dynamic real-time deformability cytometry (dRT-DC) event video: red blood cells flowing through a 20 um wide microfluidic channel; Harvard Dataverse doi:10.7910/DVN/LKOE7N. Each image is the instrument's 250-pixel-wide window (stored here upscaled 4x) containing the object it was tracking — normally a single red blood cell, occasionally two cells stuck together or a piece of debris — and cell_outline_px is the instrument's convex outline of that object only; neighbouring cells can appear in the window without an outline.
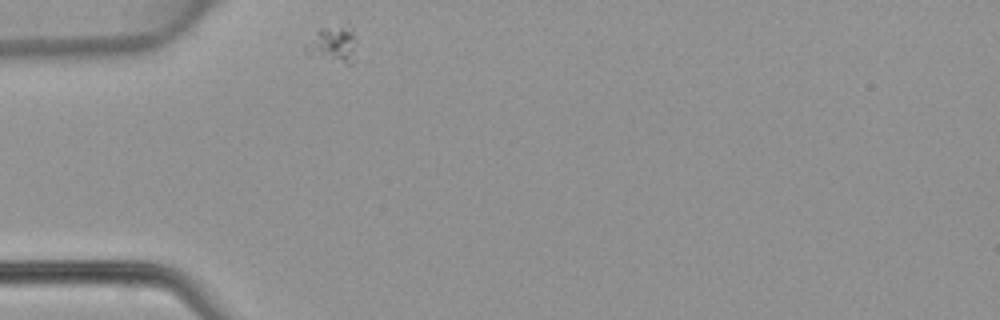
{"species": "common noctule bat (a hibernating species)", "species_latin": "Nyctalus noctula", "temperature_condition": "warm", "stored_images_in_passage": 35, "camera_frame_rate_fps": 3000, "um_per_image_px": 0.085, "animal": {"sex": "female", "body_mass_g": 22.7, "forearm_length_mm": 54.2}, "frame": {"image": 1, "passage_image": 1, "time_ms": 0.0, "image_size_px": [1000, 320], "cell_outline_px": [[356, 32], [352, 64], [344, 64], [308, 56], [304, 48], [304, 44], [320, 28], [340, 28]], "centroid_in_image_um": [28.23, 3.85], "position_along_channel_um": 56.8, "area_um2": 10.52}}
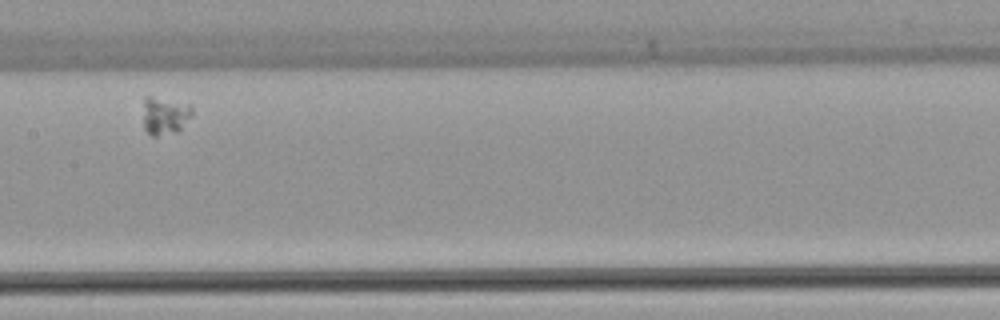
{"frame": {"image": 2, "passage_image": 13, "time_ms": 4.0, "image_size_px": [1000, 320], "cell_outline_px": [[192, 116], [180, 132], [156, 136], [152, 136], [144, 128], [144, 96], [152, 96], [192, 104]], "centroid_in_image_um": [14.06, 9.83], "position_along_channel_um": 193.3, "area_um2": 11.1}}
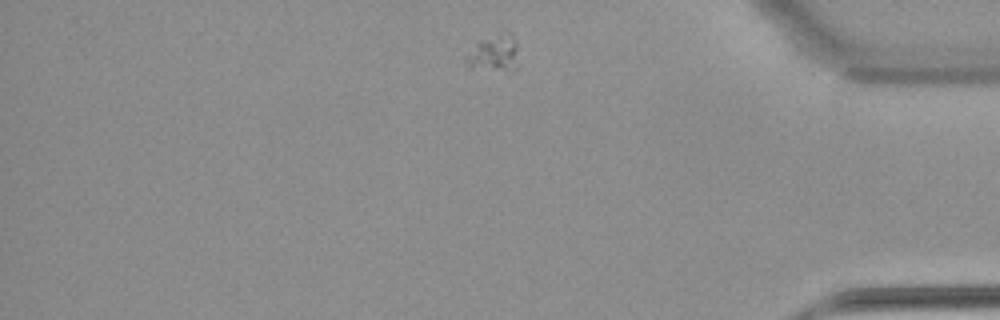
{"frame": {"image": 3, "passage_image": 31, "time_ms": 10.0, "image_size_px": [1000, 320], "cell_outline_px": [[516, 68], [512, 72], [472, 68], [464, 60], [476, 44], [480, 40], [508, 32], [516, 40]], "centroid_in_image_um": [42.01, 4.57], "position_along_channel_um": 393.2, "area_um2": 10.87}}